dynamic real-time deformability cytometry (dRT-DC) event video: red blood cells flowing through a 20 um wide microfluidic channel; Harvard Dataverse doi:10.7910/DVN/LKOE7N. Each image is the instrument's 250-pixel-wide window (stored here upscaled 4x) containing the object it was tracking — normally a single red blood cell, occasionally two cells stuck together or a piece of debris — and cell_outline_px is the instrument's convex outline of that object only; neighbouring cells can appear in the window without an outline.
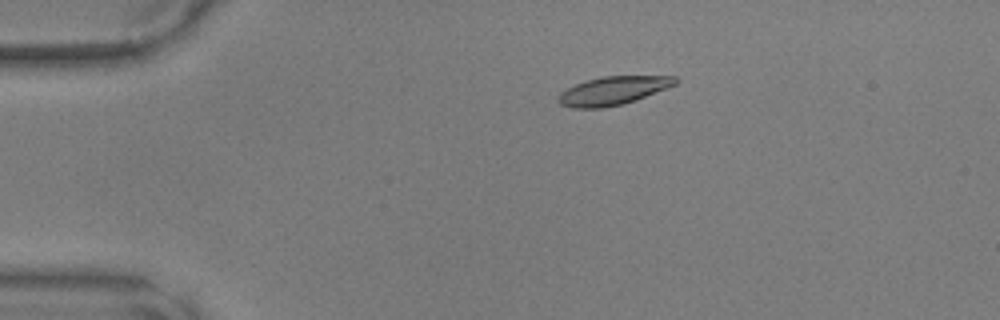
{"species": "common noctule bat (a hibernating species)", "species_latin": "Nyctalus noctula", "temperature_condition": "warm", "stored_images_in_passage": 39, "camera_frame_rate_fps": 3000, "um_per_image_px": 0.085, "animal": {"sex": "male", "body_mass_g": 17.9, "forearm_length_mm": 54.2}, "frame": {"image": 1, "passage_image": 4, "time_ms": 1.0, "image_size_px": [1000, 320], "cell_outline_px": [[680, 80], [676, 84], [636, 100], [624, 104], [604, 108], [572, 108], [560, 104], [556, 100], [556, 96], [560, 92], [576, 84], [588, 80], [604, 76], [676, 76]], "centroid_in_image_um": [52.09, 7.72], "position_along_channel_um": 32.9, "area_um2": 19.42}}
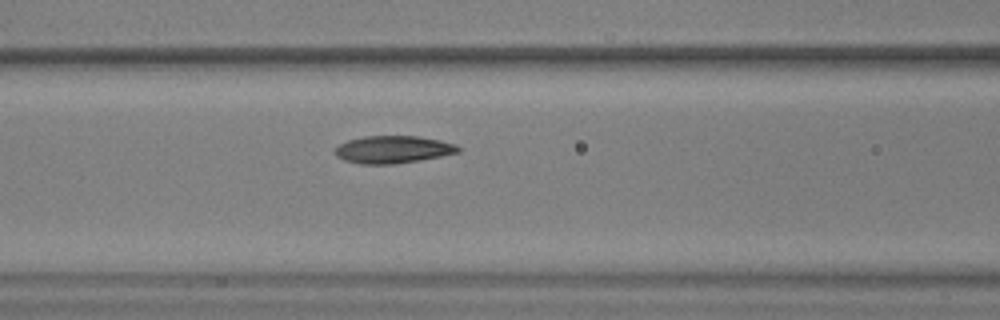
{"frame": {"image": 2, "passage_image": 15, "time_ms": 4.667, "image_size_px": [1000, 320], "cell_outline_px": [[460, 152], [420, 160], [396, 164], [360, 164], [344, 160], [336, 156], [332, 152], [340, 144], [348, 140], [364, 136], [416, 136], [440, 140], [456, 144], [460, 148]], "centroid_in_image_um": [33.39, 12.71], "position_along_channel_um": 133.2, "area_um2": 19.77}}
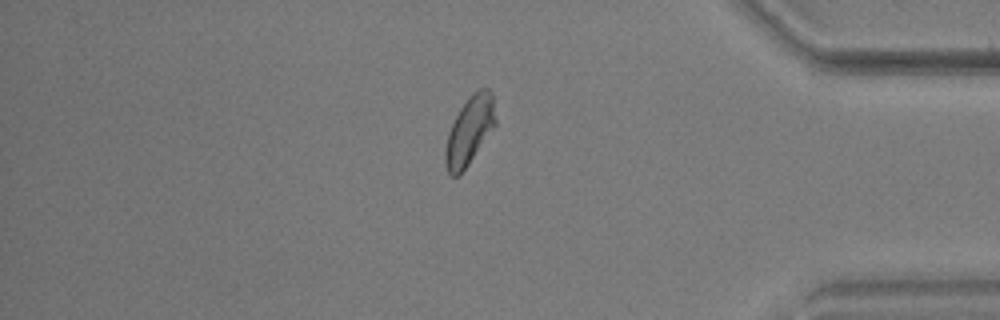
{"frame": {"image": 3, "passage_image": 36, "time_ms": 11.667, "image_size_px": [1000, 320], "cell_outline_px": [[496, 124], [460, 176], [452, 176], [448, 172], [444, 164], [444, 152], [448, 132], [460, 108], [472, 92], [480, 88], [488, 88], [492, 92], [496, 120]], "centroid_in_image_um": [39.9, 11.1], "position_along_channel_um": 395.3, "area_um2": 19.94}}